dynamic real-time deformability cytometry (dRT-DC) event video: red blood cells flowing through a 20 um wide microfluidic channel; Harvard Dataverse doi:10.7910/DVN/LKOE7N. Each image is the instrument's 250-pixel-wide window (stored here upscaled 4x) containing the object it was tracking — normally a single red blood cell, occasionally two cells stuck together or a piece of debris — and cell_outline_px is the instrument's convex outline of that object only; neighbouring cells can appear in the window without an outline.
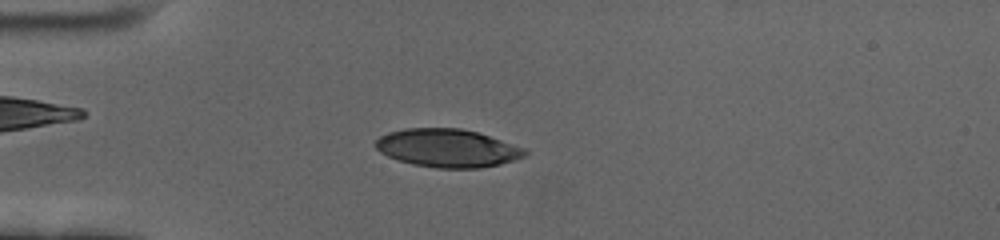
{"species": "human", "species_latin": "Homo sapiens", "temperature_condition": "cold", "stored_images_in_passage": 60, "camera_frame_rate_fps": 3000, "um_per_image_px": 0.085, "donor": {"sex": "female"}, "frame": {"image": 1, "passage_image": 17, "time_ms": 5.333, "image_size_px": [1000, 240], "cell_outline_px": [[528, 152], [524, 156], [500, 164], [480, 168], [436, 168], [412, 164], [396, 160], [380, 152], [376, 148], [376, 140], [380, 136], [388, 132], [404, 128], [460, 128], [476, 132], [524, 148]], "centroid_in_image_um": [37.98, 12.59], "position_along_channel_um": 47.0, "area_um2": 33.0}}
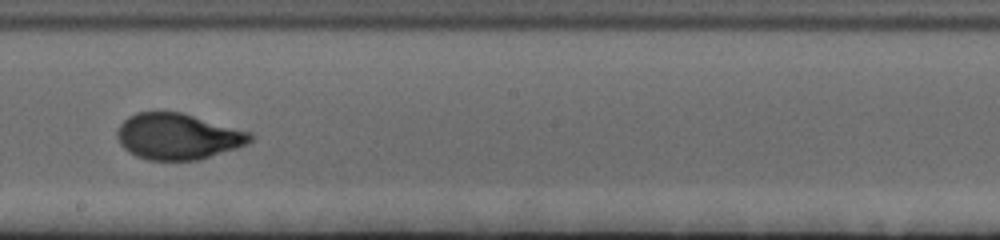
{"frame": {"image": 2, "passage_image": 35, "time_ms": 11.333, "image_size_px": [1000, 240], "cell_outline_px": [[256, 136], [248, 144], [200, 160], [148, 160], [136, 156], [128, 152], [120, 144], [116, 136], [116, 132], [120, 124], [128, 116], [136, 112], [180, 112], [252, 132]], "centroid_in_image_um": [15.13, 11.6], "position_along_channel_um": 233.1, "area_um2": 35.95}}
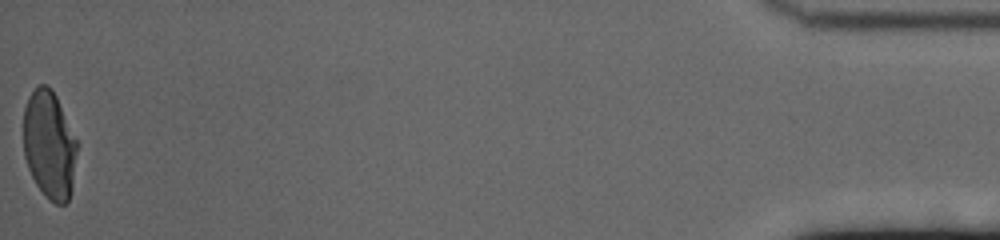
{"frame": {"image": 3, "passage_image": 60, "time_ms": 19.667, "image_size_px": [1000, 240], "cell_outline_px": [[76, 152], [72, 188], [68, 200], [64, 204], [56, 204], [48, 200], [36, 184], [28, 168], [24, 156], [24, 108], [28, 96], [40, 84], [48, 84], [52, 88], [56, 96], [76, 140]], "centroid_in_image_um": [4.17, 12.31], "position_along_channel_um": 431.0, "area_um2": 33.52}, "authors_computed_cell_mechanics": {"area_um2": 34.3332, "velocity_mm_per_s": 3.4465, "shape_relaxation_time_tau1_ms": 4.4884, "shape_relaxation_time_tau2_ms": null, "deformation_change_tau1": 0.1981, "deformation_change_tau2": null}}